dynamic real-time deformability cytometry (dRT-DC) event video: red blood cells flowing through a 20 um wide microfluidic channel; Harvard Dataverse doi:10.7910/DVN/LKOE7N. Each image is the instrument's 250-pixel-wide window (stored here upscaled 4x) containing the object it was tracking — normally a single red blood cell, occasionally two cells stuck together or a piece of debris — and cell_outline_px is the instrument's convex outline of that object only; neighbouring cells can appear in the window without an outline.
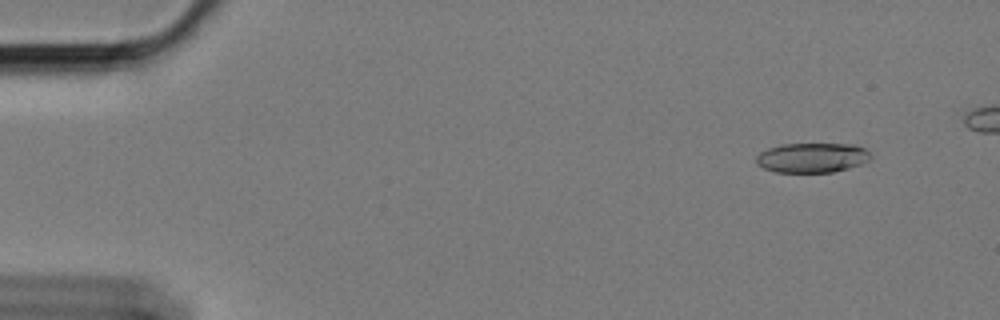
{"species": "Egyptian fruit bat (a non-hibernating species)", "species_latin": "Rousettus aegyptiacus", "temperature_condition": "cold", "stored_images_in_passage": 52, "camera_frame_rate_fps": 3000, "um_per_image_px": 0.085, "animal": {"sex": "female"}, "frame": {"image": 1, "passage_image": 3, "time_ms": 0.667, "image_size_px": [1000, 320], "cell_outline_px": [[872, 156], [868, 160], [860, 164], [848, 168], [832, 172], [776, 172], [764, 168], [756, 164], [756, 156], [760, 152], [768, 148], [780, 144], [856, 144], [864, 148]], "centroid_in_image_um": [69.01, 13.4], "position_along_channel_um": 16.0, "area_um2": 19.83}}
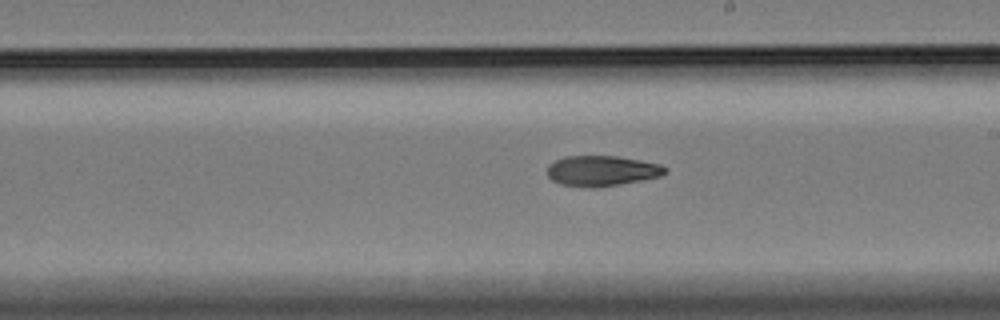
{"frame": {"image": 2, "passage_image": 32, "time_ms": 10.333, "image_size_px": [1000, 320], "cell_outline_px": [[668, 172], [660, 176], [620, 184], [560, 184], [552, 180], [548, 176], [548, 164], [564, 156], [616, 156], [640, 160], [660, 164], [668, 168]], "centroid_in_image_um": [51.2, 14.46], "position_along_channel_um": 237.8, "area_um2": 20.0}}
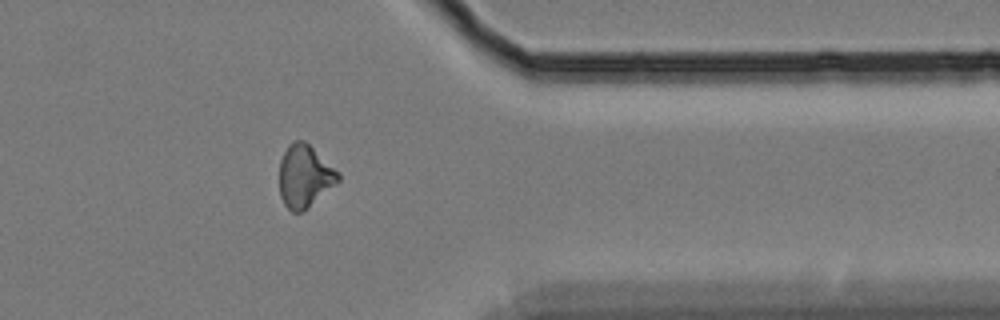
{"frame": {"image": 3, "passage_image": 46, "time_ms": 15.0, "image_size_px": [1000, 320], "cell_outline_px": [[340, 180], [336, 184], [308, 208], [300, 212], [292, 212], [284, 204], [280, 196], [280, 160], [288, 144], [292, 140], [304, 140], [340, 172]], "centroid_in_image_um": [25.9, 14.97], "position_along_channel_um": 385.5, "area_um2": 21.5}}